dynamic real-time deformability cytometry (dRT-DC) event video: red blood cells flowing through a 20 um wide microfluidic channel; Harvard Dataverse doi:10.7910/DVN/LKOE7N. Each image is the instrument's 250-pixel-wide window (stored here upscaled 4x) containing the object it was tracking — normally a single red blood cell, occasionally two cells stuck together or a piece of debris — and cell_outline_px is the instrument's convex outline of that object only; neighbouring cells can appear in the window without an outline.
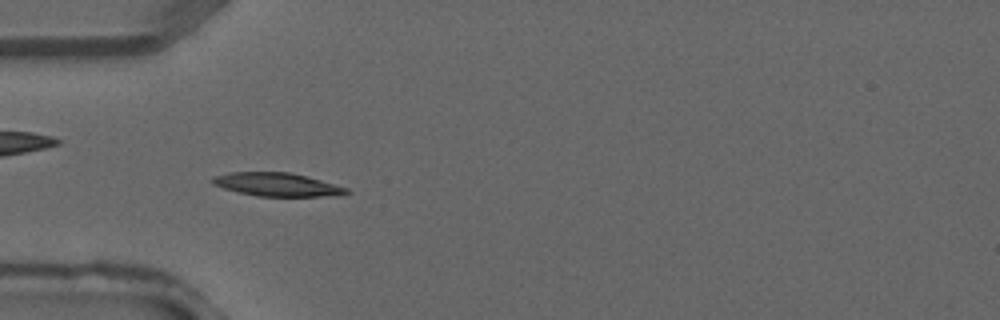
{"species": "common noctule bat (a hibernating species)", "species_latin": "Nyctalus noctula", "temperature_condition": "warm", "stored_images_in_passage": 5, "camera_frame_rate_fps": 3000, "um_per_image_px": 0.085, "animal": {"sex": "male", "forearm_length_mm": 52.5}, "frame": {"image": 1, "passage_image": 4, "time_ms": 1.0, "image_size_px": [1000, 320], "cell_outline_px": [[352, 192], [340, 196], [256, 196], [224, 188], [212, 184], [208, 180], [212, 176], [232, 172], [292, 172], [348, 188]], "centroid_in_image_um": [23.55, 15.68], "position_along_channel_um": 61.4, "area_um2": 18.38}}
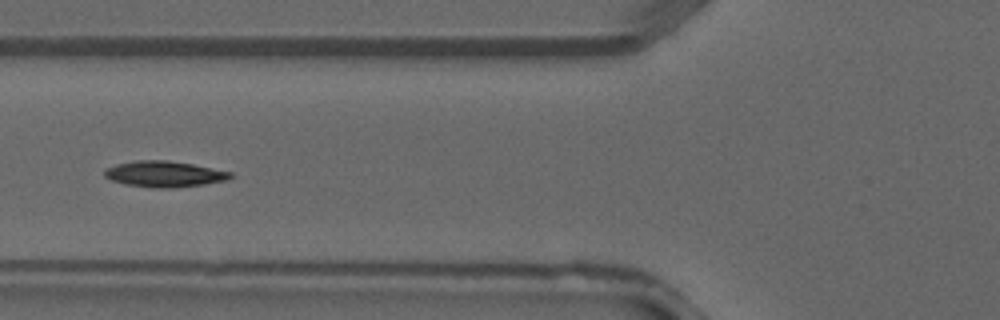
{"frame": {"image": 2, "passage_image": 5, "time_ms": 1.333, "image_size_px": [1000, 320], "cell_outline_px": [[232, 176], [228, 180], [204, 184], [172, 188], [156, 188], [124, 184], [112, 180], [104, 176], [104, 172], [108, 168], [116, 164], [136, 160], [168, 160], [192, 164], [232, 172]], "centroid_in_image_um": [13.97, 14.79], "position_along_channel_um": 111.8, "area_um2": 18.96}}